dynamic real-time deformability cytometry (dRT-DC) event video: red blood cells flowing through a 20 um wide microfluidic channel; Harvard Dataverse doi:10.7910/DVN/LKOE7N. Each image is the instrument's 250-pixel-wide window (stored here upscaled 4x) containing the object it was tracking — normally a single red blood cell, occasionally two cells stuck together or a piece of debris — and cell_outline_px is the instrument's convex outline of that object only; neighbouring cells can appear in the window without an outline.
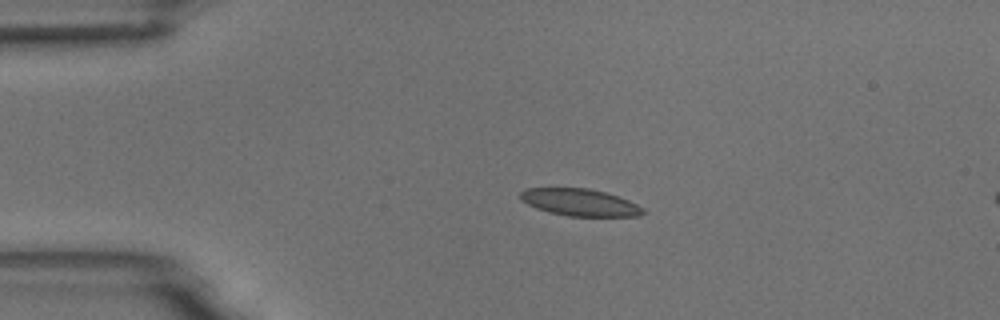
{"species": "common noctule bat (a hibernating species)", "species_latin": "Nyctalus noctula", "temperature_condition": "room temperature", "stored_images_in_passage": 44, "camera_frame_rate_fps": 3000, "um_per_image_px": 0.085, "animal": {"sex": "male", "body_mass_g": 18.8}, "frame": {"image": 1, "passage_image": 1, "time_ms": 0.0, "image_size_px": [1000, 320], "cell_outline_px": [[644, 212], [640, 216], [568, 216], [548, 212], [536, 208], [520, 200], [520, 192], [528, 188], [588, 188], [604, 192], [628, 200], [644, 208]], "centroid_in_image_um": [49.27, 17.2], "position_along_channel_um": 35.7, "area_um2": 19.25}}
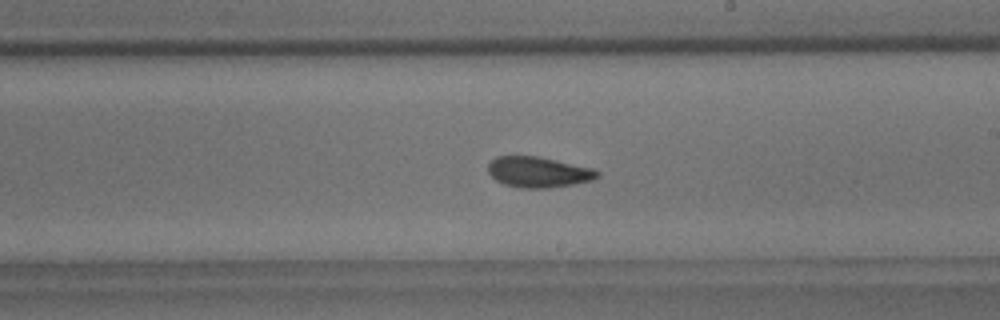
{"frame": {"image": 2, "passage_image": 21, "time_ms": 6.667, "image_size_px": [1000, 320], "cell_outline_px": [[600, 176], [592, 180], [572, 184], [548, 188], [520, 188], [504, 184], [496, 180], [488, 172], [488, 164], [496, 156], [536, 156], [556, 160], [592, 168], [600, 172]], "centroid_in_image_um": [45.75, 14.63], "position_along_channel_um": 243.2, "area_um2": 19.42}}
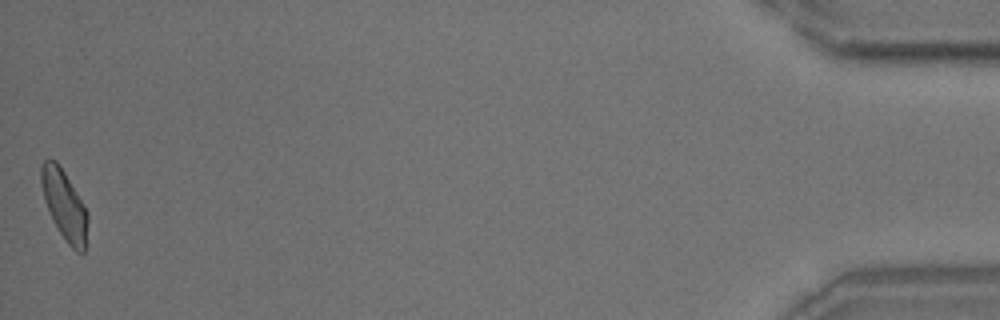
{"frame": {"image": 3, "passage_image": 44, "time_ms": 14.333, "image_size_px": [1000, 320], "cell_outline_px": [[88, 220], [84, 252], [76, 252], [68, 244], [52, 220], [44, 200], [40, 184], [40, 164], [44, 160], [56, 160], [64, 172], [84, 204], [88, 212]], "centroid_in_image_um": [5.45, 17.41], "position_along_channel_um": 429.7, "area_um2": 18.9}, "authors_computed_cell_mechanics": {"area_um2": 19.1318, "velocity_mm_per_s": 3.6664, "shape_relaxation_time_tau1_ms": 3.3356, "shape_relaxation_time_tau2_ms": 1.5166, "deformation_change_tau1": 0.1158, "deformation_change_tau2": 0.059}}